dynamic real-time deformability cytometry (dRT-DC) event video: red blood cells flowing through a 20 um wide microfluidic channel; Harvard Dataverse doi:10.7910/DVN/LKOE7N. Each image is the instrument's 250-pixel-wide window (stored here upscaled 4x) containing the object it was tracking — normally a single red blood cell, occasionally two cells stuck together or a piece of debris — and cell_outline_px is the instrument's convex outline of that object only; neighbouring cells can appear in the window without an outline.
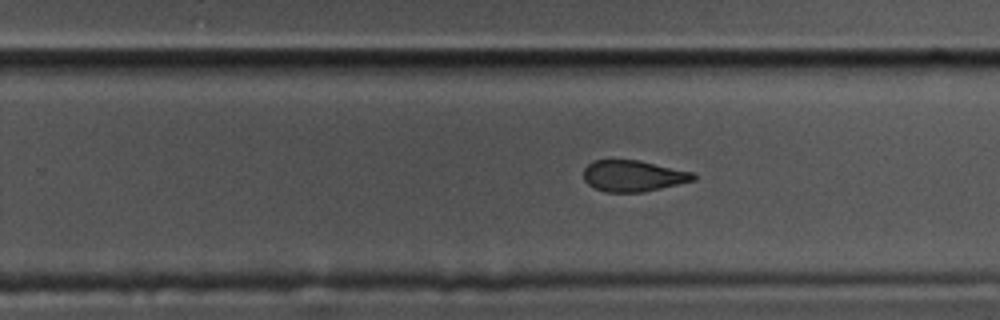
{"species": "common noctule bat (a hibernating species)", "species_latin": "Nyctalus noctula", "temperature_condition": "cold", "stored_images_in_passage": 37, "camera_frame_rate_fps": 3000, "um_per_image_px": 0.085, "animal": {"sex": "male", "body_mass_g": 17.5, "forearm_length_mm": 52.3}, "frame": {"image": 1, "passage_image": 23, "time_ms": 7.333, "image_size_px": [1000, 320], "cell_outline_px": [[696, 180], [644, 192], [604, 192], [588, 184], [584, 180], [584, 168], [592, 160], [640, 160], [692, 172], [696, 176]], "centroid_in_image_um": [53.81, 14.95], "position_along_channel_um": 276.0, "area_um2": 20.0}}
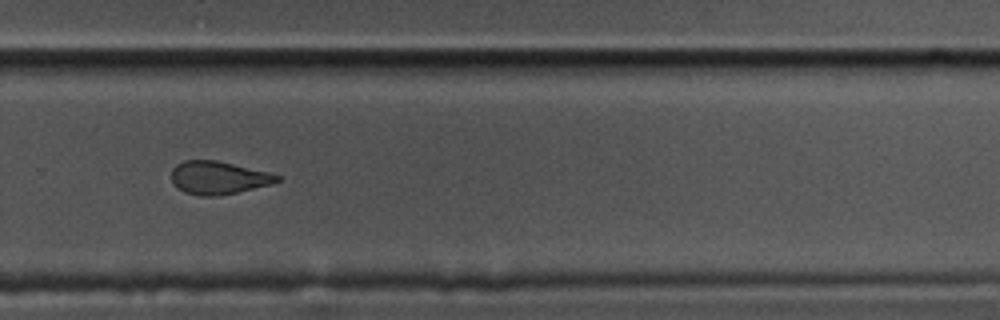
{"frame": {"image": 2, "passage_image": 26, "time_ms": 8.333, "image_size_px": [1000, 320], "cell_outline_px": [[280, 180], [272, 184], [236, 192], [216, 196], [200, 196], [184, 192], [172, 184], [172, 168], [176, 164], [184, 160], [216, 160], [268, 172], [280, 176]], "centroid_in_image_um": [18.52, 15.1], "position_along_channel_um": 311.3, "area_um2": 20.23}}
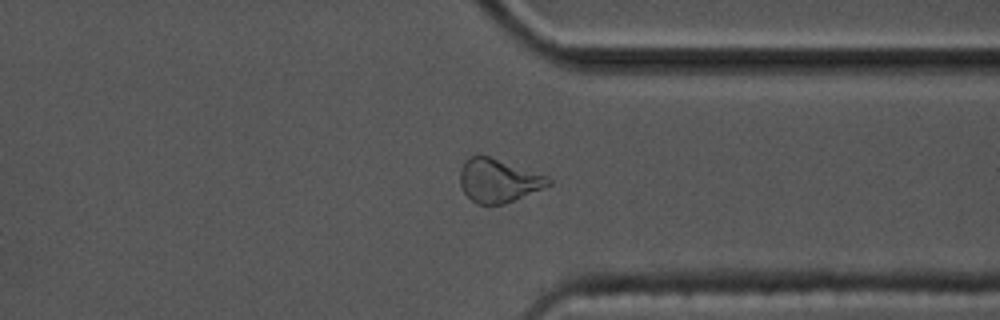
{"frame": {"image": 3, "passage_image": 31, "time_ms": 10.0, "image_size_px": [1000, 320], "cell_outline_px": [[552, 184], [544, 188], [504, 204], [476, 204], [464, 192], [460, 184], [460, 168], [464, 160], [468, 156], [488, 156], [548, 176], [552, 180]], "centroid_in_image_um": [42.36, 15.35], "position_along_channel_um": 369.0, "area_um2": 22.31}, "authors_computed_cell_mechanics": {"area_um2": 21.675, "velocity_mm_per_s": 3.5253, "shape_relaxation_time_tau1_ms": 5.8514, "shape_relaxation_time_tau2_ms": 2.802, "deformation_change_tau1": 0.1371, "deformation_change_tau2": 0.0953}}